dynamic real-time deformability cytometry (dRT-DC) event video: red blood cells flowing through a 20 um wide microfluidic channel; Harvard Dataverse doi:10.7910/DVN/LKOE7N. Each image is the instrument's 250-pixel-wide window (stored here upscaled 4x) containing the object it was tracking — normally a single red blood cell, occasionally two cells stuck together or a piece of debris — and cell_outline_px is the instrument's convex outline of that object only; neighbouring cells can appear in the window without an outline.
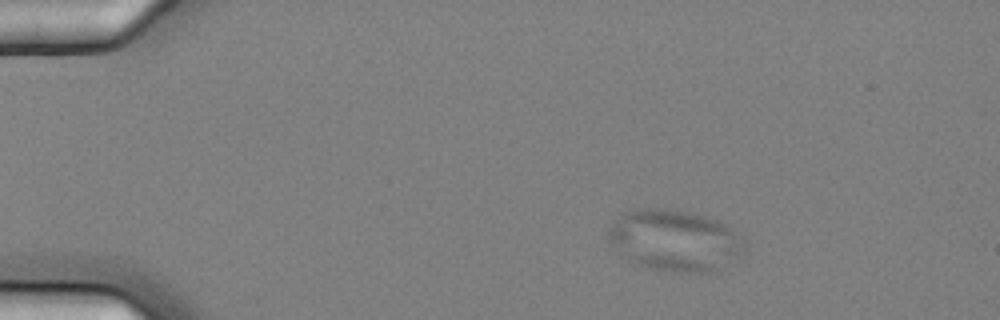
{"species": "common noctule bat (a hibernating species)", "species_latin": "Nyctalus noctula", "temperature_condition": "cold", "stored_images_in_passage": 5, "camera_frame_rate_fps": 3000, "um_per_image_px": 0.085, "animal": {"sex": "female", "body_mass_g": 25.1}, "frame": {"image": 1, "passage_image": 3, "time_ms": 0.667, "image_size_px": [1000, 320], "cell_outline_px": [[744, 248], [740, 252], [716, 268], [708, 272], [672, 272], [652, 268], [628, 260], [624, 256], [608, 236], [608, 228], [624, 212], [632, 208], [664, 208], [684, 212], [716, 220], [728, 224], [744, 240]], "centroid_in_image_um": [57.31, 20.4], "position_along_channel_um": 27.7, "area_um2": 47.34}}